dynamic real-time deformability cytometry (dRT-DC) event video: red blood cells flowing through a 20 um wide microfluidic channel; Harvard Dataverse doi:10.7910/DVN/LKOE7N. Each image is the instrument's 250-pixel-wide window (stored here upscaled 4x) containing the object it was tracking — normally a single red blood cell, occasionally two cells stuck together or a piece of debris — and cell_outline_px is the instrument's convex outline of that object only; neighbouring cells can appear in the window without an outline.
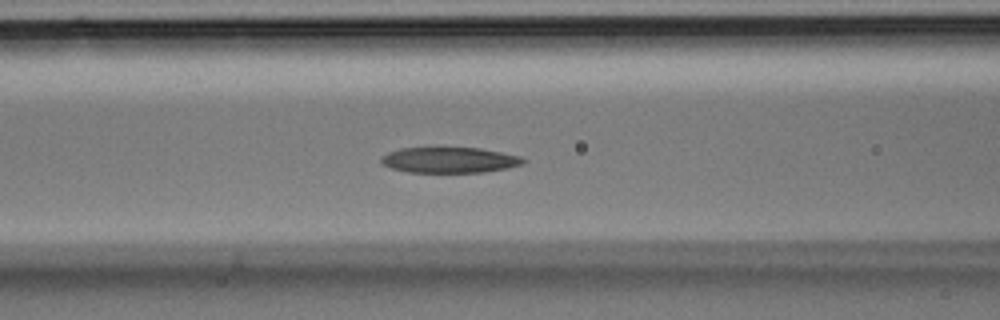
{"species": "Egyptian fruit bat (a non-hibernating species)", "species_latin": "Rousettus aegyptiacus", "temperature_condition": "room temperature", "stored_images_in_passage": 36, "camera_frame_rate_fps": 3000, "um_per_image_px": 0.085, "animal": {"sex": "male"}, "frame": {"image": 1, "passage_image": 15, "time_ms": 4.667, "image_size_px": [1000, 320], "cell_outline_px": [[528, 160], [524, 164], [508, 168], [484, 172], [408, 172], [392, 168], [384, 164], [380, 160], [380, 156], [388, 152], [400, 148], [436, 144], [480, 148], [520, 156]], "centroid_in_image_um": [38.18, 13.54], "position_along_channel_um": 128.4, "area_um2": 22.37}}
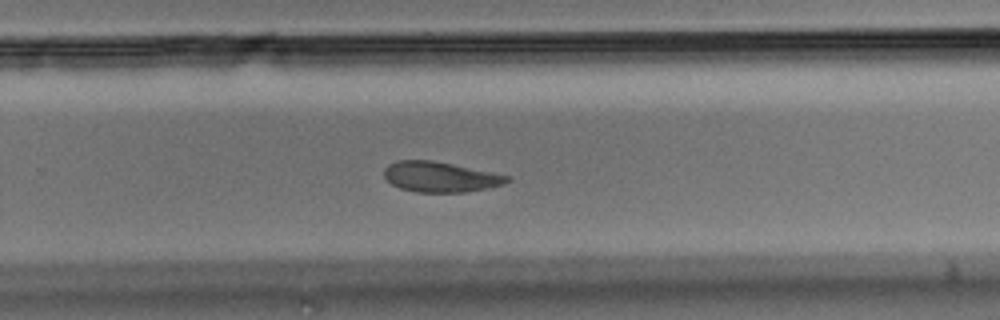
{"frame": {"image": 2, "passage_image": 24, "time_ms": 7.667, "image_size_px": [1000, 320], "cell_outline_px": [[512, 180], [504, 184], [488, 188], [464, 192], [416, 192], [400, 188], [392, 184], [384, 176], [384, 168], [388, 164], [396, 160], [432, 160], [512, 176]], "centroid_in_image_um": [37.44, 15.03], "position_along_channel_um": 292.4, "area_um2": 21.79}}
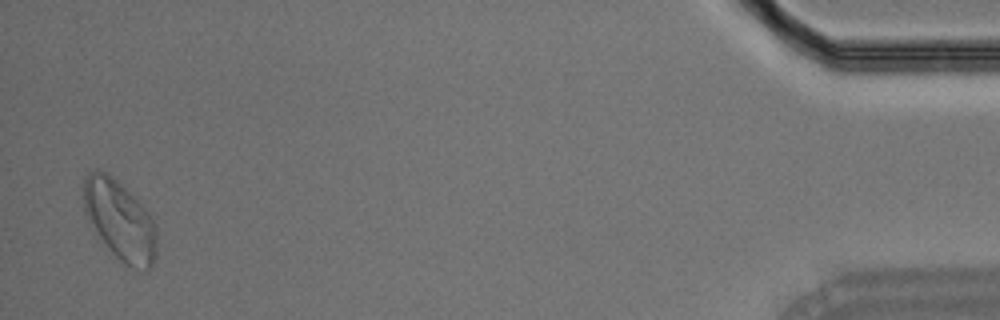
{"frame": {"image": 3, "passage_image": 36, "time_ms": 11.667, "image_size_px": [1000, 320], "cell_outline_px": [[156, 256], [152, 264], [144, 272], [140, 272], [124, 264], [108, 248], [84, 212], [84, 176], [92, 168], [96, 168], [108, 172], [136, 196], [148, 212], [156, 224]], "centroid_in_image_um": [10.21, 18.69], "position_along_channel_um": 425.0, "area_um2": 34.28}}